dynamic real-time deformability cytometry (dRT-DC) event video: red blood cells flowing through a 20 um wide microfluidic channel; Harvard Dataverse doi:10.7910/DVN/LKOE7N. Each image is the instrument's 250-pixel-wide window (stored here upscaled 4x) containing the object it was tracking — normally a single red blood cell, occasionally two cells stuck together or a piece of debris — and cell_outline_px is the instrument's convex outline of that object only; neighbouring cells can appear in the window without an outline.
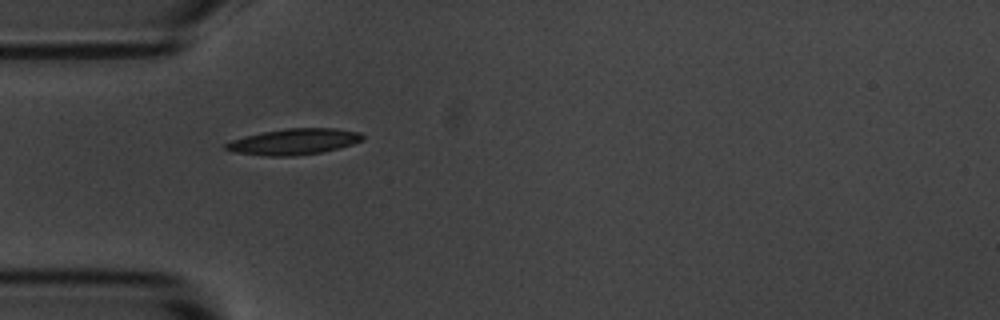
{"species": "common noctule bat (a hibernating species)", "species_latin": "Nyctalus noctula", "temperature_condition": "room temperature", "stored_images_in_passage": 3, "camera_frame_rate_fps": 3000, "um_per_image_px": 0.085, "animal": {"sex": "male", "body_mass_g": 20.1, "forearm_length_mm": 53.5}, "frame": {"image": 1, "passage_image": 2, "time_ms": 1.333, "image_size_px": [1000, 320], "cell_outline_px": [[364, 140], [352, 144], [320, 152], [296, 156], [268, 156], [236, 152], [224, 148], [224, 144], [232, 140], [264, 132], [288, 128], [336, 128], [360, 132], [364, 136]], "centroid_in_image_um": [25.02, 12.04], "position_along_channel_um": 60.0, "area_um2": 20.4}}